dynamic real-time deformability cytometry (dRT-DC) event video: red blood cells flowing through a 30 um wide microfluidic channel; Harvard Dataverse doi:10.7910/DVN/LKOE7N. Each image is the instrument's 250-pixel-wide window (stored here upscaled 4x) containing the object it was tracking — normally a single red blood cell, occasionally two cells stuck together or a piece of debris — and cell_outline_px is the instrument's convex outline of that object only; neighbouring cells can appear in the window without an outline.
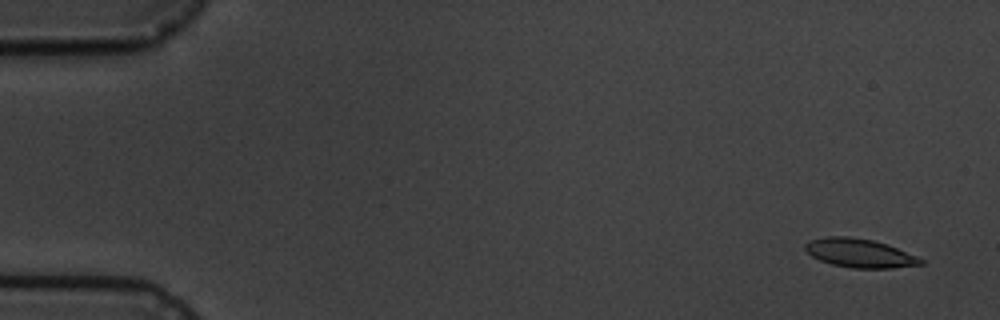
{"species": "common noctule bat (a hibernating species)", "species_latin": "Nyctalus noctula", "temperature_condition": "cold", "stored_images_in_passage": 5, "camera_frame_rate_fps": 3000, "um_per_image_px": 0.085, "animal": {"sex": "male", "body_mass_g": 19.5, "forearm_length_mm": 54.6}, "frame": {"image": 1, "passage_image": 1, "time_ms": 0.0, "image_size_px": [1000, 320], "cell_outline_px": [[924, 264], [892, 268], [852, 268], [832, 264], [820, 260], [812, 256], [804, 248], [804, 244], [808, 240], [824, 236], [848, 236], [872, 240], [888, 244], [916, 256], [924, 260]], "centroid_in_image_um": [73.05, 21.5], "position_along_channel_um": 12.0, "area_um2": 19.42}}
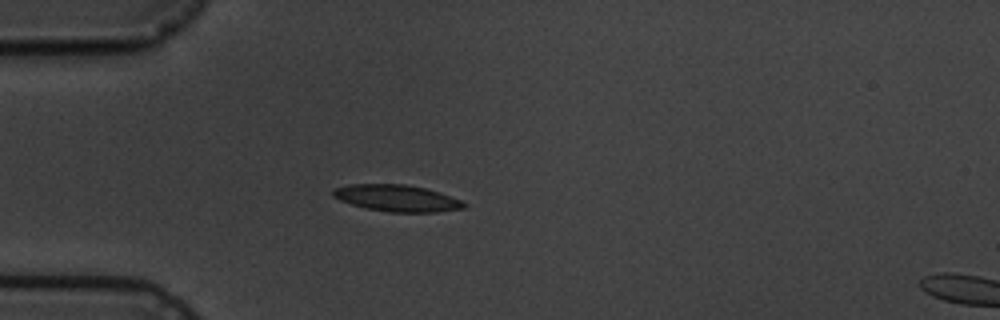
{"frame": {"image": 2, "passage_image": 4, "time_ms": 4.333, "image_size_px": [1000, 320], "cell_outline_px": [[468, 204], [464, 208], [440, 212], [388, 212], [368, 208], [352, 204], [340, 200], [332, 196], [332, 192], [336, 188], [348, 184], [404, 184], [424, 188], [440, 192], [460, 200]], "centroid_in_image_um": [33.76, 16.84], "position_along_channel_um": 51.2, "area_um2": 20.23}}